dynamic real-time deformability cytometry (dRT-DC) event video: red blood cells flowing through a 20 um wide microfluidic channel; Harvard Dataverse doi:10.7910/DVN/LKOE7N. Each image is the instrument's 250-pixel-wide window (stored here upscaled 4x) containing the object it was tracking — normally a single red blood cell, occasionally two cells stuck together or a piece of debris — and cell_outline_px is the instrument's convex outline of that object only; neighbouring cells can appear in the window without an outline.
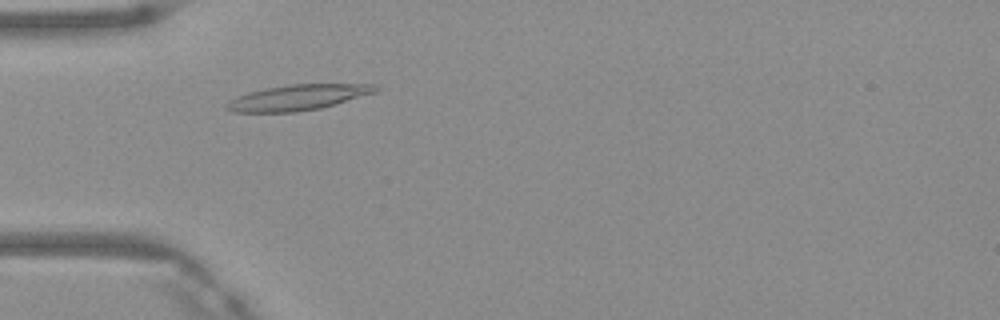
{"species": "Egyptian fruit bat (a non-hibernating species)", "species_latin": "Rousettus aegyptiacus", "temperature_condition": "warm", "stored_images_in_passage": 43, "camera_frame_rate_fps": 3000, "um_per_image_px": 0.085, "frame": {"image": 1, "passage_image": 9, "time_ms": 2.667, "image_size_px": [1000, 320], "cell_outline_px": [[380, 88], [376, 92], [320, 108], [296, 112], [232, 112], [224, 108], [224, 104], [228, 100], [236, 96], [248, 92], [268, 88], [292, 84], [376, 84]], "centroid_in_image_um": [25.27, 8.28], "position_along_channel_um": 59.7, "area_um2": 22.14}}
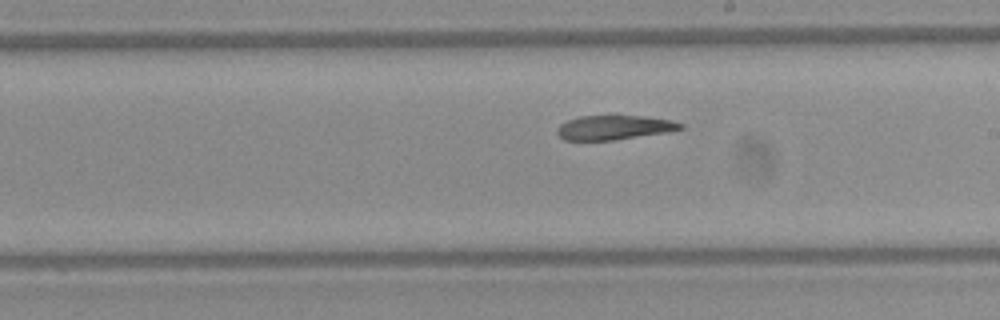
{"frame": {"image": 2, "passage_image": 22, "time_ms": 7.0, "image_size_px": [1000, 320], "cell_outline_px": [[684, 128], [664, 132], [616, 140], [564, 140], [556, 132], [556, 128], [560, 124], [568, 120], [580, 116], [640, 116], [672, 120], [684, 124]], "centroid_in_image_um": [52.17, 10.84], "position_along_channel_um": 236.8, "area_um2": 17.34}}
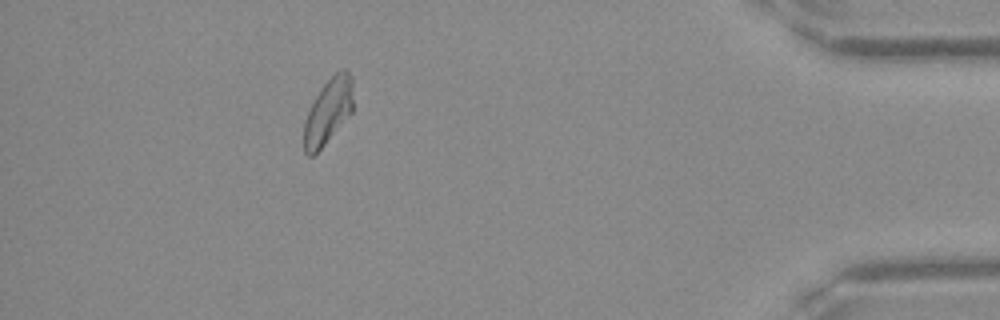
{"frame": {"image": 3, "passage_image": 38, "time_ms": 12.333, "image_size_px": [1000, 320], "cell_outline_px": [[352, 112], [324, 144], [312, 156], [308, 156], [304, 152], [304, 124], [308, 112], [316, 96], [324, 84], [336, 72], [344, 68], [348, 68], [352, 76]], "centroid_in_image_um": [27.91, 9.43], "position_along_channel_um": 407.3, "area_um2": 18.38}, "authors_computed_cell_mechanics": {"area_um2": 19.3052, "velocity_mm_per_s": 4.1627, "shape_relaxation_time_tau1_ms": null, "shape_relaxation_time_tau2_ms": 6.3491, "deformation_change_tau1": null, "deformation_change_tau2": 0.1355}}